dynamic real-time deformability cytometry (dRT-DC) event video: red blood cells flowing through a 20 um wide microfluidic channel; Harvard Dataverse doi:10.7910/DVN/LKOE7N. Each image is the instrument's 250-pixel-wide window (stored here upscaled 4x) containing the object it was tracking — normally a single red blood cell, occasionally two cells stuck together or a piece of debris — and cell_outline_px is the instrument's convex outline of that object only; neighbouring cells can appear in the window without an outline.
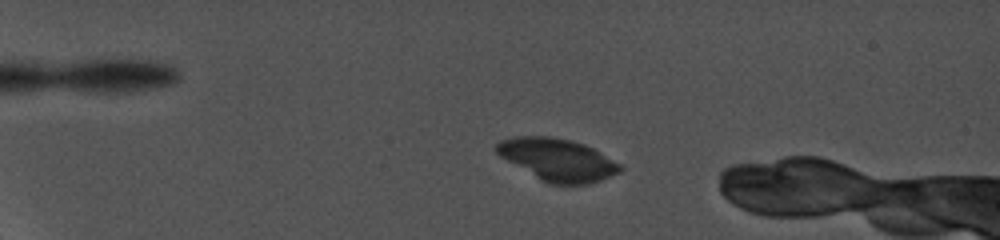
{"species": "common noctule bat (a hibernating species)", "species_latin": "Nyctalus noctula", "temperature_condition": "cold", "stored_images_in_passage": 10, "camera_frame_rate_fps": 5000, "um_per_image_px": 0.085, "animal": {"sex": "female", "body_mass_g": 19.0, "forearm_length_mm": 56.7}, "frame": {"image": 1, "passage_image": 6, "time_ms": 4.6, "image_size_px": [1000, 240], "cell_outline_px": [[624, 168], [620, 172], [600, 180], [588, 184], [548, 184], [540, 180], [500, 156], [496, 152], [496, 144], [500, 140], [512, 136], [548, 136], [572, 140], [584, 144], [592, 148], [620, 164]], "centroid_in_image_um": [47.37, 13.57], "position_along_channel_um": 37.6, "area_um2": 30.35}}